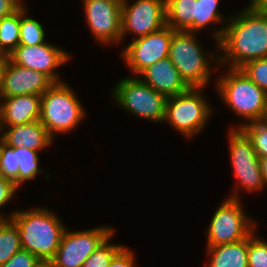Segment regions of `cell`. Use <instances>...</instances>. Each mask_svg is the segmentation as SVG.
Instances as JSON below:
<instances>
[{
	"instance_id": "6da1fadb",
	"label": "cell",
	"mask_w": 267,
	"mask_h": 267,
	"mask_svg": "<svg viewBox=\"0 0 267 267\" xmlns=\"http://www.w3.org/2000/svg\"><path fill=\"white\" fill-rule=\"evenodd\" d=\"M225 26L213 31L219 65L240 68L246 62L267 58V11L246 7L241 13L226 19Z\"/></svg>"
},
{
	"instance_id": "7a4b0ae2",
	"label": "cell",
	"mask_w": 267,
	"mask_h": 267,
	"mask_svg": "<svg viewBox=\"0 0 267 267\" xmlns=\"http://www.w3.org/2000/svg\"><path fill=\"white\" fill-rule=\"evenodd\" d=\"M48 208L14 210L12 220L20 233L22 249L33 253L46 266L54 259L65 225Z\"/></svg>"
},
{
	"instance_id": "3957f363",
	"label": "cell",
	"mask_w": 267,
	"mask_h": 267,
	"mask_svg": "<svg viewBox=\"0 0 267 267\" xmlns=\"http://www.w3.org/2000/svg\"><path fill=\"white\" fill-rule=\"evenodd\" d=\"M223 103L248 124L267 119V93L239 68H228L215 83Z\"/></svg>"
},
{
	"instance_id": "277c9868",
	"label": "cell",
	"mask_w": 267,
	"mask_h": 267,
	"mask_svg": "<svg viewBox=\"0 0 267 267\" xmlns=\"http://www.w3.org/2000/svg\"><path fill=\"white\" fill-rule=\"evenodd\" d=\"M196 38L193 32L175 30L170 42L169 59L189 88L203 89L211 79L210 62L215 61L219 65V54H207Z\"/></svg>"
},
{
	"instance_id": "5b68a950",
	"label": "cell",
	"mask_w": 267,
	"mask_h": 267,
	"mask_svg": "<svg viewBox=\"0 0 267 267\" xmlns=\"http://www.w3.org/2000/svg\"><path fill=\"white\" fill-rule=\"evenodd\" d=\"M85 117L83 105L66 82L54 83L41 95L39 120L53 138L73 131Z\"/></svg>"
},
{
	"instance_id": "8992f818",
	"label": "cell",
	"mask_w": 267,
	"mask_h": 267,
	"mask_svg": "<svg viewBox=\"0 0 267 267\" xmlns=\"http://www.w3.org/2000/svg\"><path fill=\"white\" fill-rule=\"evenodd\" d=\"M113 89L114 102L132 116L157 123L164 121L168 98L156 92L140 78L124 77Z\"/></svg>"
},
{
	"instance_id": "52a82bcc",
	"label": "cell",
	"mask_w": 267,
	"mask_h": 267,
	"mask_svg": "<svg viewBox=\"0 0 267 267\" xmlns=\"http://www.w3.org/2000/svg\"><path fill=\"white\" fill-rule=\"evenodd\" d=\"M201 91L202 88H189L167 99L164 121L187 139L200 134L214 112Z\"/></svg>"
},
{
	"instance_id": "ba28073f",
	"label": "cell",
	"mask_w": 267,
	"mask_h": 267,
	"mask_svg": "<svg viewBox=\"0 0 267 267\" xmlns=\"http://www.w3.org/2000/svg\"><path fill=\"white\" fill-rule=\"evenodd\" d=\"M228 149L237 185L229 198L240 199L238 185L248 193L264 190L266 186L260 169L259 157L248 136L240 129L231 127L228 131Z\"/></svg>"
},
{
	"instance_id": "9c48e42d",
	"label": "cell",
	"mask_w": 267,
	"mask_h": 267,
	"mask_svg": "<svg viewBox=\"0 0 267 267\" xmlns=\"http://www.w3.org/2000/svg\"><path fill=\"white\" fill-rule=\"evenodd\" d=\"M245 213L240 199L223 200L207 229V247L240 241L257 230L256 222Z\"/></svg>"
},
{
	"instance_id": "30bf717a",
	"label": "cell",
	"mask_w": 267,
	"mask_h": 267,
	"mask_svg": "<svg viewBox=\"0 0 267 267\" xmlns=\"http://www.w3.org/2000/svg\"><path fill=\"white\" fill-rule=\"evenodd\" d=\"M113 232L111 226L73 232L65 229L57 253L47 267H81Z\"/></svg>"
},
{
	"instance_id": "8fae6325",
	"label": "cell",
	"mask_w": 267,
	"mask_h": 267,
	"mask_svg": "<svg viewBox=\"0 0 267 267\" xmlns=\"http://www.w3.org/2000/svg\"><path fill=\"white\" fill-rule=\"evenodd\" d=\"M166 25V0H135L122 6L121 41L126 33L134 34L136 39Z\"/></svg>"
},
{
	"instance_id": "7c38bea8",
	"label": "cell",
	"mask_w": 267,
	"mask_h": 267,
	"mask_svg": "<svg viewBox=\"0 0 267 267\" xmlns=\"http://www.w3.org/2000/svg\"><path fill=\"white\" fill-rule=\"evenodd\" d=\"M175 30L169 26L134 39L122 51V58L135 75L158 60L169 57L170 42Z\"/></svg>"
},
{
	"instance_id": "4fadbf2b",
	"label": "cell",
	"mask_w": 267,
	"mask_h": 267,
	"mask_svg": "<svg viewBox=\"0 0 267 267\" xmlns=\"http://www.w3.org/2000/svg\"><path fill=\"white\" fill-rule=\"evenodd\" d=\"M8 56L13 63L41 72L56 83L61 82L58 67L67 63L71 55L60 47L45 42L30 46L18 45Z\"/></svg>"
},
{
	"instance_id": "5bb4252c",
	"label": "cell",
	"mask_w": 267,
	"mask_h": 267,
	"mask_svg": "<svg viewBox=\"0 0 267 267\" xmlns=\"http://www.w3.org/2000/svg\"><path fill=\"white\" fill-rule=\"evenodd\" d=\"M87 25L100 44H120L122 7L110 0H83Z\"/></svg>"
},
{
	"instance_id": "9a60e30c",
	"label": "cell",
	"mask_w": 267,
	"mask_h": 267,
	"mask_svg": "<svg viewBox=\"0 0 267 267\" xmlns=\"http://www.w3.org/2000/svg\"><path fill=\"white\" fill-rule=\"evenodd\" d=\"M53 84L54 82L47 75L19 66L9 59L0 97L29 94L41 96Z\"/></svg>"
},
{
	"instance_id": "2e32d148",
	"label": "cell",
	"mask_w": 267,
	"mask_h": 267,
	"mask_svg": "<svg viewBox=\"0 0 267 267\" xmlns=\"http://www.w3.org/2000/svg\"><path fill=\"white\" fill-rule=\"evenodd\" d=\"M138 76H141L140 79L156 92L167 98L182 94L189 89L169 57L158 60Z\"/></svg>"
},
{
	"instance_id": "e0dca14e",
	"label": "cell",
	"mask_w": 267,
	"mask_h": 267,
	"mask_svg": "<svg viewBox=\"0 0 267 267\" xmlns=\"http://www.w3.org/2000/svg\"><path fill=\"white\" fill-rule=\"evenodd\" d=\"M40 114L41 96L39 95L0 97V127L27 124L39 120Z\"/></svg>"
},
{
	"instance_id": "ac0fdd59",
	"label": "cell",
	"mask_w": 267,
	"mask_h": 267,
	"mask_svg": "<svg viewBox=\"0 0 267 267\" xmlns=\"http://www.w3.org/2000/svg\"><path fill=\"white\" fill-rule=\"evenodd\" d=\"M0 133V139L9 147H25L37 152L47 149L55 139L48 133L40 120L22 125L0 127Z\"/></svg>"
},
{
	"instance_id": "d6986e66",
	"label": "cell",
	"mask_w": 267,
	"mask_h": 267,
	"mask_svg": "<svg viewBox=\"0 0 267 267\" xmlns=\"http://www.w3.org/2000/svg\"><path fill=\"white\" fill-rule=\"evenodd\" d=\"M207 267H248V237L237 242L207 247Z\"/></svg>"
},
{
	"instance_id": "ffe728a7",
	"label": "cell",
	"mask_w": 267,
	"mask_h": 267,
	"mask_svg": "<svg viewBox=\"0 0 267 267\" xmlns=\"http://www.w3.org/2000/svg\"><path fill=\"white\" fill-rule=\"evenodd\" d=\"M195 2L197 0H166L167 26L194 33Z\"/></svg>"
},
{
	"instance_id": "44dd1931",
	"label": "cell",
	"mask_w": 267,
	"mask_h": 267,
	"mask_svg": "<svg viewBox=\"0 0 267 267\" xmlns=\"http://www.w3.org/2000/svg\"><path fill=\"white\" fill-rule=\"evenodd\" d=\"M38 152L25 148H16V167L18 169V188L25 181L35 179L38 174L44 172V169L39 168Z\"/></svg>"
},
{
	"instance_id": "7402d4cb",
	"label": "cell",
	"mask_w": 267,
	"mask_h": 267,
	"mask_svg": "<svg viewBox=\"0 0 267 267\" xmlns=\"http://www.w3.org/2000/svg\"><path fill=\"white\" fill-rule=\"evenodd\" d=\"M22 250L20 233L12 219L0 222V266Z\"/></svg>"
},
{
	"instance_id": "603a6c76",
	"label": "cell",
	"mask_w": 267,
	"mask_h": 267,
	"mask_svg": "<svg viewBox=\"0 0 267 267\" xmlns=\"http://www.w3.org/2000/svg\"><path fill=\"white\" fill-rule=\"evenodd\" d=\"M20 8L0 20V53L9 55L20 41Z\"/></svg>"
},
{
	"instance_id": "cb8c5ba5",
	"label": "cell",
	"mask_w": 267,
	"mask_h": 267,
	"mask_svg": "<svg viewBox=\"0 0 267 267\" xmlns=\"http://www.w3.org/2000/svg\"><path fill=\"white\" fill-rule=\"evenodd\" d=\"M25 7L26 5L20 7L19 45L30 46L45 43V29L37 19L26 16Z\"/></svg>"
},
{
	"instance_id": "d4e9b609",
	"label": "cell",
	"mask_w": 267,
	"mask_h": 267,
	"mask_svg": "<svg viewBox=\"0 0 267 267\" xmlns=\"http://www.w3.org/2000/svg\"><path fill=\"white\" fill-rule=\"evenodd\" d=\"M220 0H197L195 2L194 33L201 32L211 23L218 24L223 15L218 11Z\"/></svg>"
},
{
	"instance_id": "484cf974",
	"label": "cell",
	"mask_w": 267,
	"mask_h": 267,
	"mask_svg": "<svg viewBox=\"0 0 267 267\" xmlns=\"http://www.w3.org/2000/svg\"><path fill=\"white\" fill-rule=\"evenodd\" d=\"M237 128H240L248 136L258 157L267 158V121L242 123Z\"/></svg>"
},
{
	"instance_id": "4316f807",
	"label": "cell",
	"mask_w": 267,
	"mask_h": 267,
	"mask_svg": "<svg viewBox=\"0 0 267 267\" xmlns=\"http://www.w3.org/2000/svg\"><path fill=\"white\" fill-rule=\"evenodd\" d=\"M113 234L114 232L93 251L81 267H108L112 258L124 247L109 242Z\"/></svg>"
},
{
	"instance_id": "83f0119b",
	"label": "cell",
	"mask_w": 267,
	"mask_h": 267,
	"mask_svg": "<svg viewBox=\"0 0 267 267\" xmlns=\"http://www.w3.org/2000/svg\"><path fill=\"white\" fill-rule=\"evenodd\" d=\"M16 148L9 147L0 139V175L11 180L18 187Z\"/></svg>"
},
{
	"instance_id": "f1b7e54d",
	"label": "cell",
	"mask_w": 267,
	"mask_h": 267,
	"mask_svg": "<svg viewBox=\"0 0 267 267\" xmlns=\"http://www.w3.org/2000/svg\"><path fill=\"white\" fill-rule=\"evenodd\" d=\"M248 267H267V241L256 236L248 237Z\"/></svg>"
},
{
	"instance_id": "f546056e",
	"label": "cell",
	"mask_w": 267,
	"mask_h": 267,
	"mask_svg": "<svg viewBox=\"0 0 267 267\" xmlns=\"http://www.w3.org/2000/svg\"><path fill=\"white\" fill-rule=\"evenodd\" d=\"M239 69L267 93V58L248 61Z\"/></svg>"
},
{
	"instance_id": "4dcf8cb0",
	"label": "cell",
	"mask_w": 267,
	"mask_h": 267,
	"mask_svg": "<svg viewBox=\"0 0 267 267\" xmlns=\"http://www.w3.org/2000/svg\"><path fill=\"white\" fill-rule=\"evenodd\" d=\"M0 267H47L33 253L26 250L16 252L4 265Z\"/></svg>"
},
{
	"instance_id": "1f68e13d",
	"label": "cell",
	"mask_w": 267,
	"mask_h": 267,
	"mask_svg": "<svg viewBox=\"0 0 267 267\" xmlns=\"http://www.w3.org/2000/svg\"><path fill=\"white\" fill-rule=\"evenodd\" d=\"M18 190L19 188L11 180L0 175V209L9 203ZM13 214V211L7 217L0 214V222L10 220Z\"/></svg>"
},
{
	"instance_id": "d6a6232c",
	"label": "cell",
	"mask_w": 267,
	"mask_h": 267,
	"mask_svg": "<svg viewBox=\"0 0 267 267\" xmlns=\"http://www.w3.org/2000/svg\"><path fill=\"white\" fill-rule=\"evenodd\" d=\"M134 253L123 247L111 260L108 267H136Z\"/></svg>"
},
{
	"instance_id": "836d02e7",
	"label": "cell",
	"mask_w": 267,
	"mask_h": 267,
	"mask_svg": "<svg viewBox=\"0 0 267 267\" xmlns=\"http://www.w3.org/2000/svg\"><path fill=\"white\" fill-rule=\"evenodd\" d=\"M22 5L21 0H0V20L16 12Z\"/></svg>"
},
{
	"instance_id": "e575fe53",
	"label": "cell",
	"mask_w": 267,
	"mask_h": 267,
	"mask_svg": "<svg viewBox=\"0 0 267 267\" xmlns=\"http://www.w3.org/2000/svg\"><path fill=\"white\" fill-rule=\"evenodd\" d=\"M9 60V56L0 53V95L3 88L4 73Z\"/></svg>"
},
{
	"instance_id": "d590c367",
	"label": "cell",
	"mask_w": 267,
	"mask_h": 267,
	"mask_svg": "<svg viewBox=\"0 0 267 267\" xmlns=\"http://www.w3.org/2000/svg\"><path fill=\"white\" fill-rule=\"evenodd\" d=\"M247 7L258 11H267V0H251Z\"/></svg>"
},
{
	"instance_id": "8d00e7d4",
	"label": "cell",
	"mask_w": 267,
	"mask_h": 267,
	"mask_svg": "<svg viewBox=\"0 0 267 267\" xmlns=\"http://www.w3.org/2000/svg\"><path fill=\"white\" fill-rule=\"evenodd\" d=\"M259 163L264 182L267 186V158H259Z\"/></svg>"
},
{
	"instance_id": "74e56055",
	"label": "cell",
	"mask_w": 267,
	"mask_h": 267,
	"mask_svg": "<svg viewBox=\"0 0 267 267\" xmlns=\"http://www.w3.org/2000/svg\"><path fill=\"white\" fill-rule=\"evenodd\" d=\"M110 1L119 4L121 7L128 2V0H110Z\"/></svg>"
}]
</instances>
